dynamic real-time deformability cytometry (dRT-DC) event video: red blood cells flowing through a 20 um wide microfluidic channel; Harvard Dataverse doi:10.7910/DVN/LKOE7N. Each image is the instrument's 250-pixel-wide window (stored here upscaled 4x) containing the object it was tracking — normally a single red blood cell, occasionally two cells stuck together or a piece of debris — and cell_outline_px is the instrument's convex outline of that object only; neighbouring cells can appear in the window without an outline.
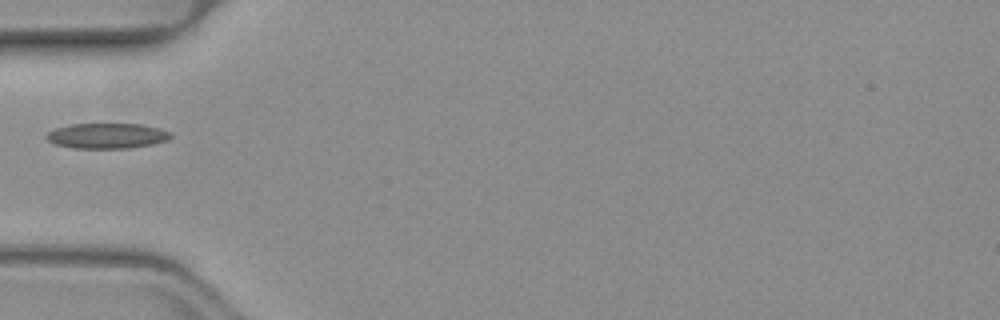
{"species": "common noctule bat (a hibernating species)", "species_latin": "Nyctalus noctula", "temperature_condition": "warm", "stored_images_in_passage": 30, "camera_frame_rate_fps": 3000, "um_per_image_px": 0.085, "animal": {"sex": "female", "body_mass_g": 19.3, "forearm_length_mm": 54.1}, "frame": {"image": 1, "passage_image": 1, "time_ms": 0.0, "image_size_px": [1000, 320], "cell_outline_px": [[172, 136], [168, 140], [152, 144], [128, 148], [72, 148], [56, 144], [48, 140], [44, 136], [48, 132], [56, 128], [72, 124], [144, 124], [160, 128], [172, 132]], "centroid_in_image_um": [9.13, 11.54], "position_along_channel_um": 75.9, "area_um2": 18.38}}
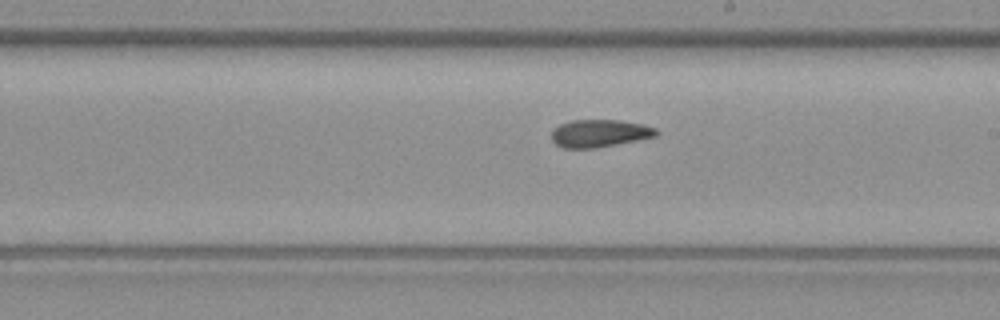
{"frame": {"image": 2, "passage_image": 13, "time_ms": 4.0, "image_size_px": [1000, 320], "cell_outline_px": [[660, 132], [656, 136], [596, 148], [564, 148], [556, 144], [552, 140], [552, 128], [560, 124], [572, 120], [620, 120], [644, 124], [656, 128]], "centroid_in_image_um": [50.96, 11.32], "position_along_channel_um": 238.0, "area_um2": 16.88}}
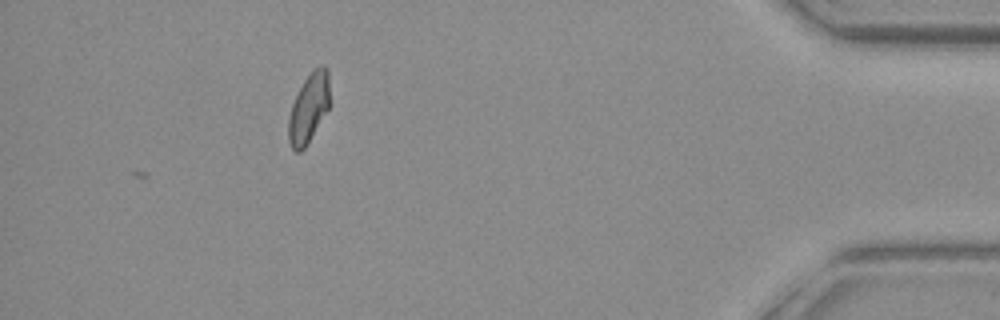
{"frame": {"image": 3, "passage_image": 30, "time_ms": 9.667, "image_size_px": [1000, 320], "cell_outline_px": [[328, 108], [304, 148], [300, 152], [296, 152], [292, 148], [288, 140], [288, 116], [292, 104], [304, 80], [320, 64], [324, 64], [328, 68]], "centroid_in_image_um": [26.21, 9.19], "position_along_channel_um": 409.0, "area_um2": 16.18}}